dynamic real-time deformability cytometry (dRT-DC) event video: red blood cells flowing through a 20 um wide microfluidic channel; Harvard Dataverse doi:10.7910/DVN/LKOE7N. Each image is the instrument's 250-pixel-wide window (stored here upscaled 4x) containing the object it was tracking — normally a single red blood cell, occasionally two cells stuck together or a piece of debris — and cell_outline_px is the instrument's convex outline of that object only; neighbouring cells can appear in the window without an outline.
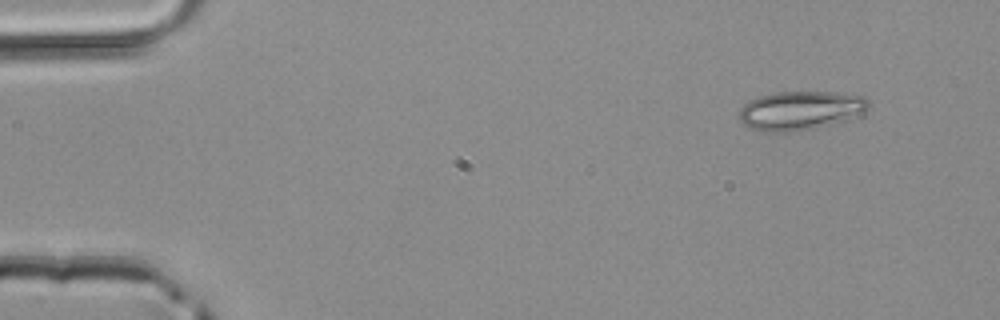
{"species": "common noctule bat (a hibernating species)", "species_latin": "Nyctalus noctula", "temperature_condition": "room temperature", "stored_images_in_passage": 44, "camera_frame_rate_fps": 3000, "um_per_image_px": 0.085, "animal": {"sex": "male", "body_mass_g": 20.4}, "frame": {"image": 1, "passage_image": 1, "time_ms": 0.0, "image_size_px": [1000, 320], "cell_outline_px": [[868, 108], [848, 120], [796, 132], [760, 132], [748, 128], [740, 120], [740, 108], [748, 100], [760, 96], [776, 92], [832, 92], [864, 96], [868, 100]], "centroid_in_image_um": [67.99, 9.4], "position_along_channel_um": 17.0, "area_um2": 29.42}}
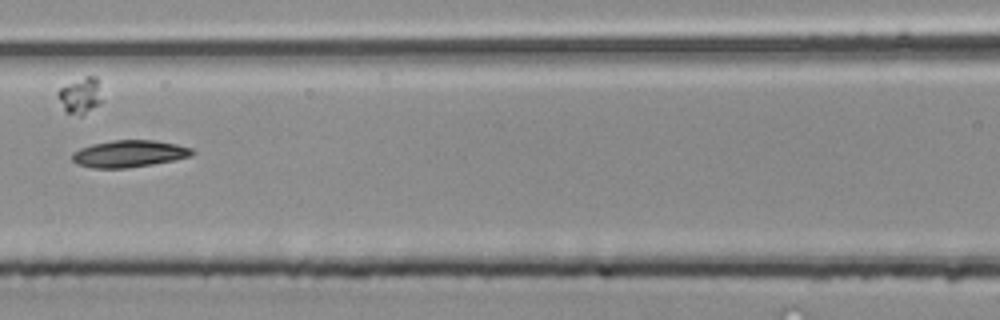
{"frame": {"image": 2, "passage_image": 18, "time_ms": 5.667, "image_size_px": [1000, 320], "cell_outline_px": [[196, 152], [192, 156], [152, 164], [128, 168], [92, 168], [76, 164], [72, 160], [72, 152], [80, 148], [92, 144], [112, 140], [156, 140], [176, 144], [192, 148]], "centroid_in_image_um": [10.97, 13.06], "position_along_channel_um": 155.6, "area_um2": 18.96}}
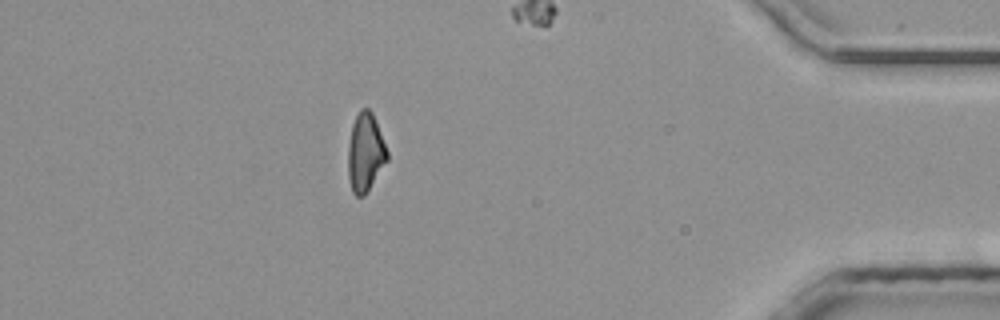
{"frame": {"image": 3, "passage_image": 38, "time_ms": 12.333, "image_size_px": [1000, 320], "cell_outline_px": [[388, 160], [364, 196], [356, 196], [352, 192], [348, 176], [348, 144], [352, 124], [360, 108], [368, 108], [372, 112], [388, 152]], "centroid_in_image_um": [31.04, 12.96], "position_along_channel_um": 404.2, "area_um2": 17.86}}